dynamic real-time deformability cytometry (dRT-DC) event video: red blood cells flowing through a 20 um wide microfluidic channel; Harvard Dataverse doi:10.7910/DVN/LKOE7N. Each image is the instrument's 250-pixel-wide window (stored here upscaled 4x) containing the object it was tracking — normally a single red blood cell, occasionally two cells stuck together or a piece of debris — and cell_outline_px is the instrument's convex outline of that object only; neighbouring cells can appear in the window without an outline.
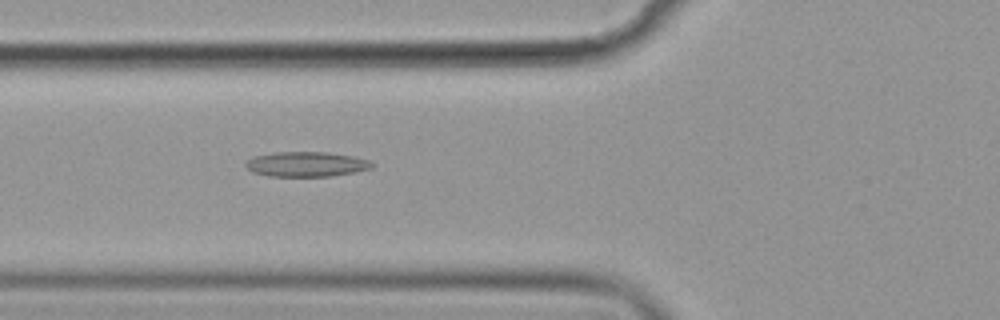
{"species": "common noctule bat (a hibernating species)", "species_latin": "Nyctalus noctula", "temperature_condition": "cold", "stored_images_in_passage": 42, "camera_frame_rate_fps": 3000, "um_per_image_px": 0.085, "animal": {"sex": "female", "body_mass_g": 19.9}, "frame": {"image": 1, "passage_image": 7, "time_ms": 2.0, "image_size_px": [1000, 320], "cell_outline_px": [[372, 168], [332, 176], [268, 176], [252, 172], [244, 164], [252, 156], [276, 152], [328, 152], [352, 156], [372, 160]], "centroid_in_image_um": [26.02, 13.95], "position_along_channel_um": 99.8, "area_um2": 18.32}}
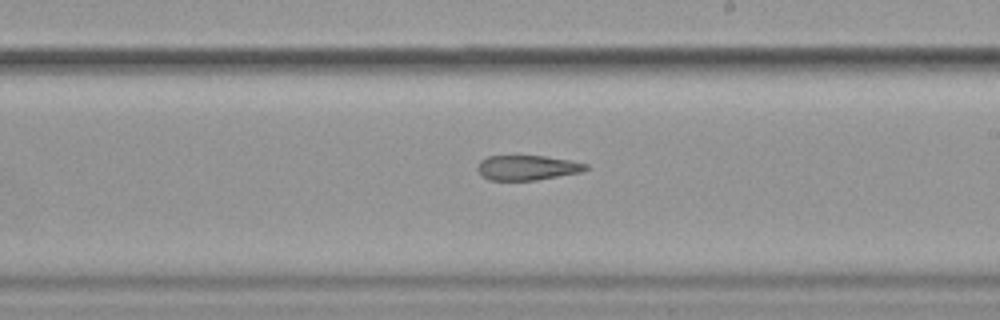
{"frame": {"image": 2, "passage_image": 19, "time_ms": 6.0, "image_size_px": [1000, 320], "cell_outline_px": [[588, 168], [580, 172], [536, 180], [488, 180], [476, 168], [480, 160], [488, 156], [544, 156], [568, 160], [588, 164]], "centroid_in_image_um": [44.79, 14.25], "position_along_channel_um": 244.2, "area_um2": 15.49}}
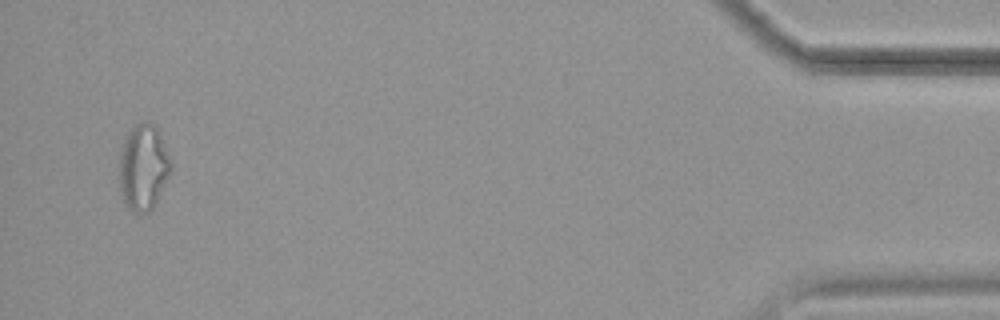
{"frame": {"image": 3, "passage_image": 40, "time_ms": 13.0, "image_size_px": [1000, 320], "cell_outline_px": [[172, 172], [152, 208], [148, 212], [132, 212], [128, 208], [120, 196], [120, 152], [124, 136], [136, 124], [152, 124], [160, 132], [172, 164]], "centroid_in_image_um": [12.18, 14.24], "position_along_channel_um": 423.0, "area_um2": 25.78}, "authors_computed_cell_mechanics": {"area_um2": 17.9758, "velocity_mm_per_s": 3.6092, "shape_relaxation_time_tau1_ms": null, "shape_relaxation_time_tau2_ms": 10.8678, "deformation_change_tau1": null, "deformation_change_tau2": 0.253}}